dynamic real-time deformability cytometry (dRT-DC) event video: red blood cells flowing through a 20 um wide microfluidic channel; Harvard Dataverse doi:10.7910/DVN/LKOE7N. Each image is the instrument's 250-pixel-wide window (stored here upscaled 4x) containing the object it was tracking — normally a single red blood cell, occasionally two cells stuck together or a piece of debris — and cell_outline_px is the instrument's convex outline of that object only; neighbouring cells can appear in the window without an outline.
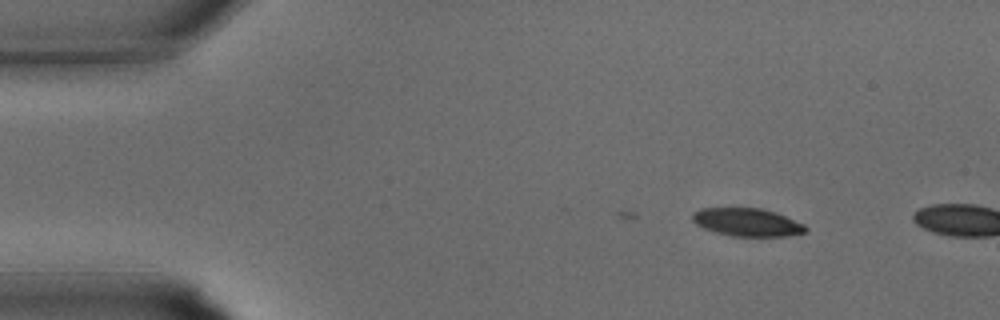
{"species": "common noctule bat (a hibernating species)", "species_latin": "Nyctalus noctula", "temperature_condition": "warm", "stored_images_in_passage": 2, "camera_frame_rate_fps": 3000, "um_per_image_px": 0.085, "animal": {"sex": "male", "body_mass_g": 15.6}, "frame": {"image": 1, "passage_image": 2, "time_ms": 0.333, "image_size_px": [1000, 320], "cell_outline_px": [[808, 228], [804, 232], [788, 236], [732, 236], [716, 232], [704, 228], [696, 224], [692, 220], [692, 212], [700, 208], [764, 208], [776, 212], [804, 224]], "centroid_in_image_um": [63.5, 18.88], "position_along_channel_um": 21.5, "area_um2": 18.5}}